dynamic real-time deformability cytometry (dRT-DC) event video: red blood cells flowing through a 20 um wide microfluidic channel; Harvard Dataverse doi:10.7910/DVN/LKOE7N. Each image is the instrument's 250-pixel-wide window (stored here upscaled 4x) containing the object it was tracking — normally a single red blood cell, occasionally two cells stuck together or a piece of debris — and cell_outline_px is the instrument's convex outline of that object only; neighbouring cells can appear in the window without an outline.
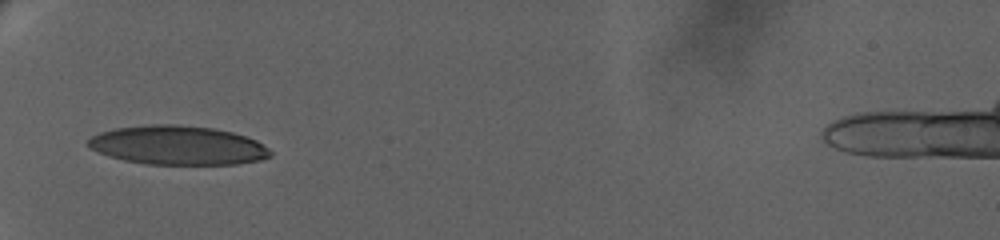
{"species": "human", "species_latin": "Homo sapiens", "temperature_condition": "warm", "stored_images_in_passage": 4, "camera_frame_rate_fps": 3000, "um_per_image_px": 0.085, "donor": {"sex": "female"}, "frame": {"image": 1, "passage_image": 1, "time_ms": 0.0, "image_size_px": [1000, 240], "cell_outline_px": [[272, 156], [260, 160], [236, 164], [144, 164], [124, 160], [108, 156], [88, 148], [88, 140], [92, 136], [100, 132], [116, 128], [152, 124], [176, 124], [212, 128], [232, 132], [256, 140], [268, 148], [272, 152]], "centroid_in_image_um": [15.1, 12.35], "position_along_channel_um": 69.9, "area_um2": 41.44}}
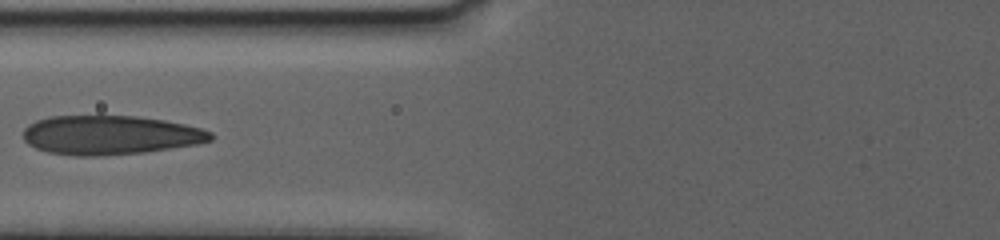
{"frame": {"image": 2, "passage_image": 3, "time_ms": 1.667, "image_size_px": [1000, 240], "cell_outline_px": [[212, 140], [196, 144], [144, 152], [100, 156], [76, 156], [48, 152], [36, 148], [28, 144], [24, 140], [24, 128], [28, 124], [36, 120], [52, 116], [136, 116], [164, 120], [184, 124], [200, 128], [212, 132]], "centroid_in_image_um": [9.34, 11.48], "position_along_channel_um": 116.5, "area_um2": 42.66}}